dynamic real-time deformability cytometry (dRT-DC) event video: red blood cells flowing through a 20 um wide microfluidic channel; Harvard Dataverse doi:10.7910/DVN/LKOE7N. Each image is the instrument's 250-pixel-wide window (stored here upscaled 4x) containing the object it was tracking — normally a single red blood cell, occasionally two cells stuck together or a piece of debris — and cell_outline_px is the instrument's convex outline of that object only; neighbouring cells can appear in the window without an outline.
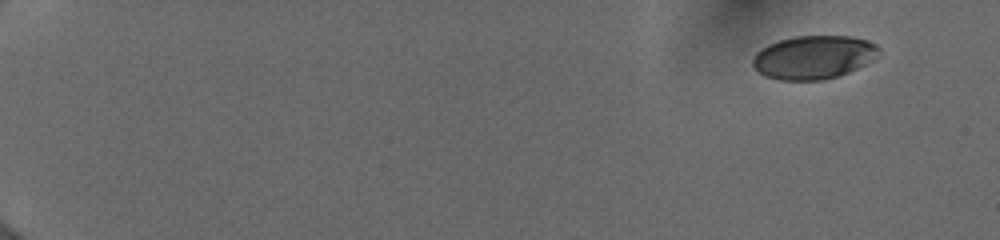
{"species": "human", "species_latin": "Homo sapiens", "temperature_condition": "cold", "stored_images_in_passage": 51, "camera_frame_rate_fps": 3000, "um_per_image_px": 0.085, "donor": {"sex": "female"}, "frame": {"image": 1, "passage_image": 1, "time_ms": 0.0, "image_size_px": [1000, 240], "cell_outline_px": [[880, 48], [872, 60], [840, 76], [824, 80], [780, 80], [764, 76], [752, 64], [752, 60], [756, 52], [760, 48], [768, 44], [780, 40], [796, 36], [852, 36], [864, 40]], "centroid_in_image_um": [69.1, 4.87], "position_along_channel_um": 15.9, "area_um2": 31.67}}
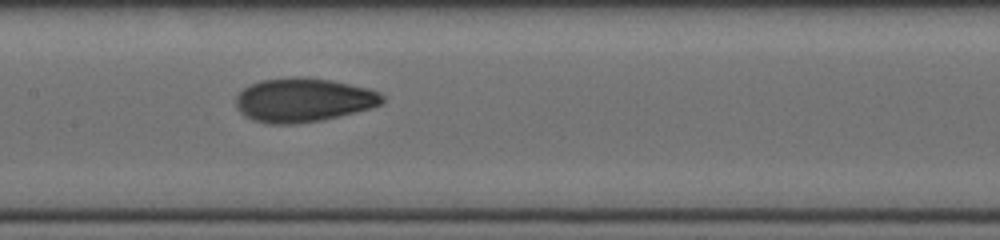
{"frame": {"image": 2, "passage_image": 27, "time_ms": 8.667, "image_size_px": [1000, 240], "cell_outline_px": [[384, 100], [380, 104], [372, 108], [320, 120], [292, 124], [268, 124], [252, 120], [244, 116], [236, 108], [236, 96], [248, 84], [260, 80], [292, 76], [300, 76], [332, 80], [368, 88], [380, 92], [384, 96]], "centroid_in_image_um": [25.75, 8.49], "position_along_channel_um": 181.6, "area_um2": 37.74}}
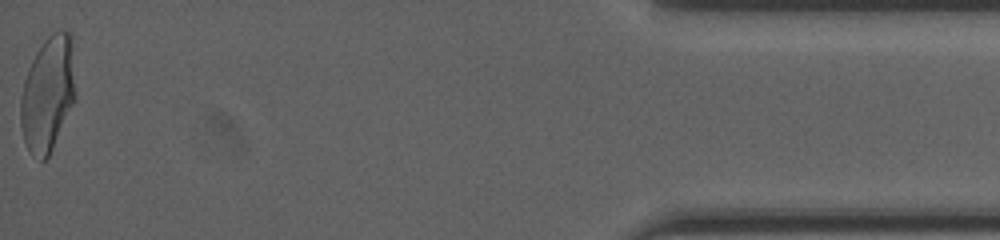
{"frame": {"image": 3, "passage_image": 51, "time_ms": 16.667, "image_size_px": [1000, 240], "cell_outline_px": [[76, 96], [52, 148], [48, 156], [44, 160], [40, 160], [28, 148], [24, 140], [20, 124], [20, 96], [24, 80], [28, 68], [36, 52], [44, 40], [52, 32], [72, 32]], "centroid_in_image_um": [4.07, 7.92], "position_along_channel_um": 431.1, "area_um2": 36.7}, "authors_computed_cell_mechanics": {"area_um2": 35.4314, "velocity_mm_per_s": 4.0003, "shape_relaxation_time_tau1_ms": 4.6035, "shape_relaxation_time_tau2_ms": 1.048, "deformation_change_tau1": 0.1563, "deformation_change_tau2": 0.0483}}